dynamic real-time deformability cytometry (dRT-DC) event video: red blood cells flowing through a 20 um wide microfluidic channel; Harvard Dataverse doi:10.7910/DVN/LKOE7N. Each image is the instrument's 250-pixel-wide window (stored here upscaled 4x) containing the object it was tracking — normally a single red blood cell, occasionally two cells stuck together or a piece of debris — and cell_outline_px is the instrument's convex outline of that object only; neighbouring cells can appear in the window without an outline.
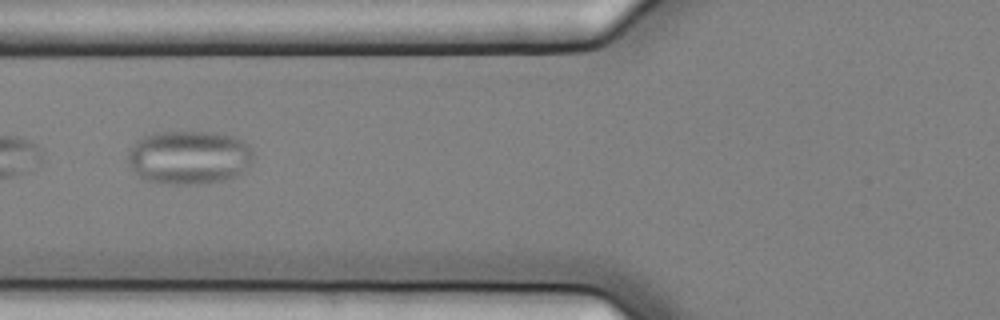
{"species": "common noctule bat (a hibernating species)", "species_latin": "Nyctalus noctula", "temperature_condition": "cold", "stored_images_in_passage": 7, "camera_frame_rate_fps": 3000, "um_per_image_px": 0.085, "animal": {"sex": "female", "body_mass_g": 25.1}, "frame": {"image": 1, "passage_image": 3, "time_ms": 0.667, "image_size_px": [1000, 320], "cell_outline_px": [[252, 164], [244, 172], [236, 176], [224, 180], [200, 184], [172, 184], [144, 180], [132, 168], [128, 160], [128, 152], [136, 140], [144, 136], [156, 132], [216, 132], [232, 136], [244, 140], [252, 148]], "centroid_in_image_um": [16.11, 13.37], "position_along_channel_um": 109.7, "area_um2": 39.59}}